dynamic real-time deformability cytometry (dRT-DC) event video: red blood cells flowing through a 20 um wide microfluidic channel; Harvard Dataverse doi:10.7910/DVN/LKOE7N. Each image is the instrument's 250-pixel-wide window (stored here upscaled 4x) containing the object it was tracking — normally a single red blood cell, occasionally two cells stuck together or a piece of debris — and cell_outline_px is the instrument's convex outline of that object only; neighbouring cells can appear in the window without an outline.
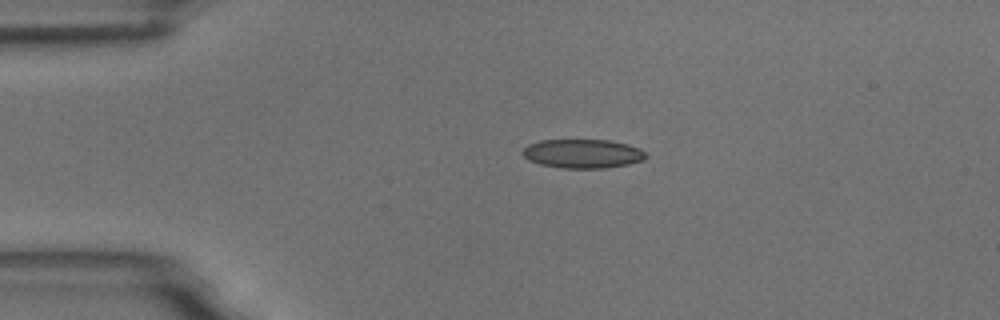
{"species": "common noctule bat (a hibernating species)", "species_latin": "Nyctalus noctula", "temperature_condition": "room temperature", "stored_images_in_passage": 3, "camera_frame_rate_fps": 3000, "um_per_image_px": 0.085, "animal": {"sex": "male", "body_mass_g": 18.8}, "frame": {"image": 1, "passage_image": 2, "time_ms": 1.333, "image_size_px": [1000, 320], "cell_outline_px": [[648, 156], [644, 160], [628, 164], [604, 168], [564, 168], [540, 164], [528, 160], [524, 156], [524, 148], [528, 144], [540, 140], [608, 140], [628, 144], [640, 148]], "centroid_in_image_um": [49.55, 13.06], "position_along_channel_um": 35.4, "area_um2": 20.75}}